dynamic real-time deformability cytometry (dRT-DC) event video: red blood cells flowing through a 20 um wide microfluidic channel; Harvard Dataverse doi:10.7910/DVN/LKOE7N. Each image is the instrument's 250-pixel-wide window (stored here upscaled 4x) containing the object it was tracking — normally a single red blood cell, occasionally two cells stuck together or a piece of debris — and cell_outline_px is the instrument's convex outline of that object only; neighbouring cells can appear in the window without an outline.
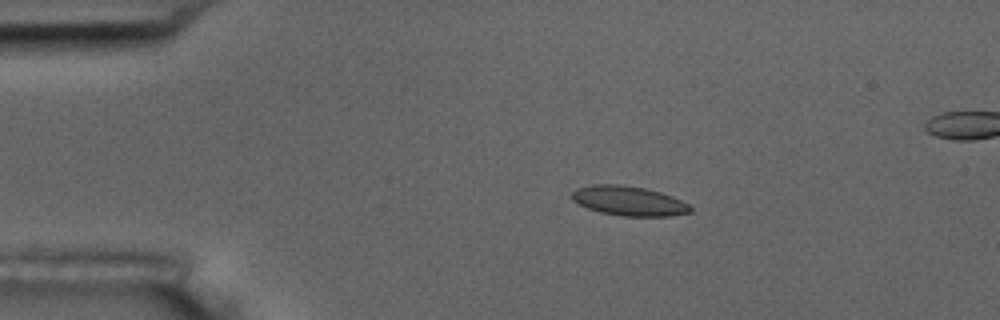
{"species": "common noctule bat (a hibernating species)", "species_latin": "Nyctalus noctula", "temperature_condition": "room temperature", "stored_images_in_passage": 10, "camera_frame_rate_fps": 3000, "um_per_image_px": 0.085, "animal": {"sex": "male", "body_mass_g": 17.5, "forearm_length_mm": 52.3}, "frame": {"image": 1, "passage_image": 4, "time_ms": 1.0, "image_size_px": [1000, 320], "cell_outline_px": [[692, 212], [668, 216], [620, 216], [600, 212], [588, 208], [572, 200], [568, 196], [576, 188], [592, 184], [616, 184], [644, 188], [660, 192], [672, 196], [688, 204], [692, 208]], "centroid_in_image_um": [53.41, 17.07], "position_along_channel_um": 31.6, "area_um2": 20.46}}
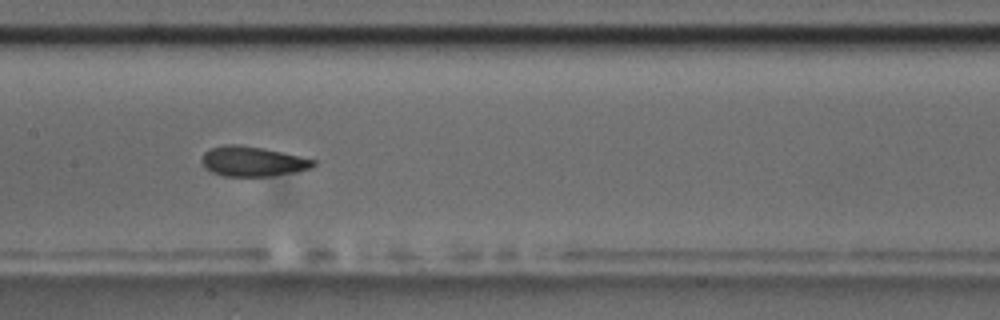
{"frame": {"image": 2, "passage_image": 9, "time_ms": 2.667, "image_size_px": [1000, 320], "cell_outline_px": [[316, 164], [312, 168], [292, 172], [268, 176], [224, 176], [212, 172], [204, 168], [200, 160], [204, 152], [212, 148], [224, 144], [240, 144], [264, 148], [300, 156], [316, 160]], "centroid_in_image_um": [21.44, 13.71], "position_along_channel_um": 186.0, "area_um2": 19.54}}
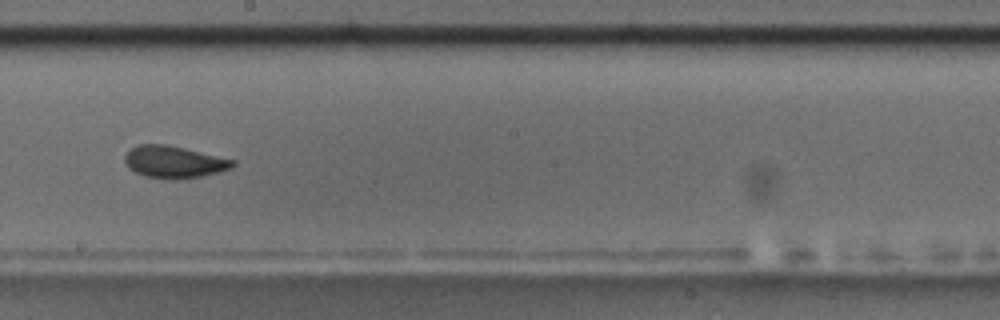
{"frame": {"image": 3, "passage_image": 10, "time_ms": 3.0, "image_size_px": [1000, 320], "cell_outline_px": [[236, 164], [232, 168], [220, 172], [200, 176], [172, 180], [148, 176], [136, 172], [128, 168], [124, 160], [124, 156], [136, 144], [164, 144], [184, 148], [236, 160]], "centroid_in_image_um": [14.81, 13.76], "position_along_channel_um": 233.4, "area_um2": 20.11}}